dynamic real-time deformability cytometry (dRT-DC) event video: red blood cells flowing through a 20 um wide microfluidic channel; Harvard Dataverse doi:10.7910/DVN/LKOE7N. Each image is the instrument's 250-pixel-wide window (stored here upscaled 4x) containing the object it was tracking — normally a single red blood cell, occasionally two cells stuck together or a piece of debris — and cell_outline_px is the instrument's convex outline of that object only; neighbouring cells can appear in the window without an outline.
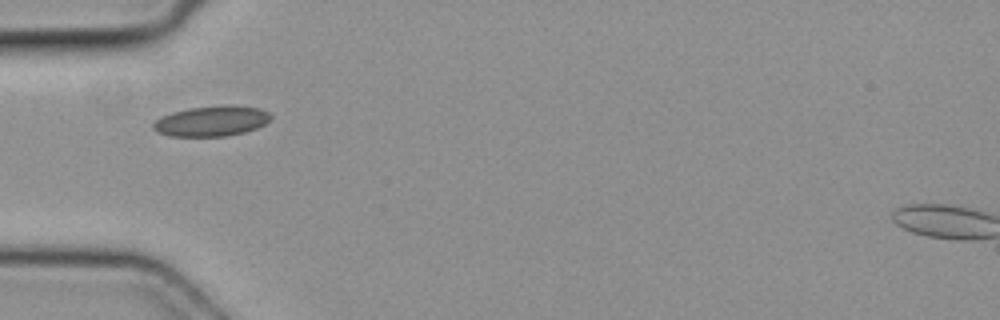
{"species": "common noctule bat (a hibernating species)", "species_latin": "Nyctalus noctula", "temperature_condition": "cold", "stored_images_in_passage": 1, "camera_frame_rate_fps": 3000, "um_per_image_px": 0.085, "animal": {"sex": "female", "body_mass_g": 19.3, "forearm_length_mm": 54.1}, "frame": {"image": 1, "passage_image": 1, "time_ms": 0.0, "image_size_px": [1000, 320], "cell_outline_px": [[272, 116], [264, 124], [256, 128], [244, 132], [228, 136], [168, 136], [156, 132], [152, 128], [152, 124], [156, 120], [172, 112], [188, 108], [224, 104], [232, 104], [260, 108], [268, 112]], "centroid_in_image_um": [17.98, 10.28], "position_along_channel_um": 67.0, "area_um2": 20.98}}